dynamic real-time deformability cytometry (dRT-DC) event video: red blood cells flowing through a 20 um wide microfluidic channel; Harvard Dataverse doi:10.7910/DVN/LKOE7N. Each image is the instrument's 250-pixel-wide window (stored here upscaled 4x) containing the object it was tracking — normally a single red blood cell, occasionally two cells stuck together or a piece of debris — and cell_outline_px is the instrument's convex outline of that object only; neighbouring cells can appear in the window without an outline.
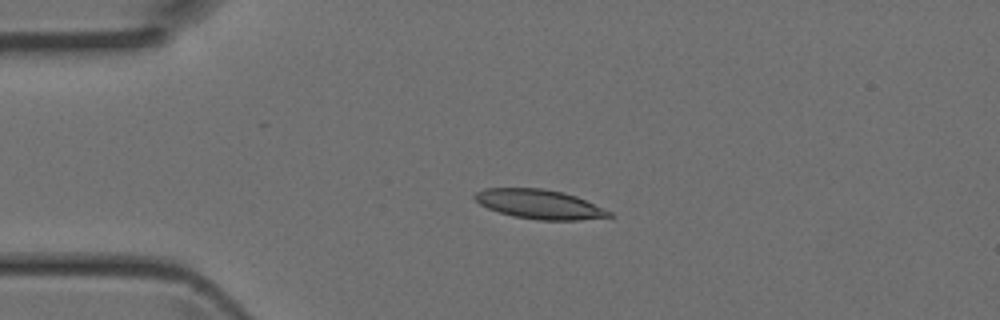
{"species": "Egyptian fruit bat (a non-hibernating species)", "species_latin": "Rousettus aegyptiacus", "temperature_condition": "room temperature", "stored_images_in_passage": 4, "camera_frame_rate_fps": 3000, "um_per_image_px": 0.085, "animal": {"sex": "female"}, "frame": {"image": 1, "passage_image": 3, "time_ms": 0.667, "image_size_px": [1000, 320], "cell_outline_px": [[616, 216], [580, 220], [536, 220], [512, 216], [488, 208], [480, 204], [472, 196], [476, 192], [484, 188], [544, 188], [576, 196], [612, 212]], "centroid_in_image_um": [45.85, 17.36], "position_along_channel_um": 39.1, "area_um2": 22.95}}